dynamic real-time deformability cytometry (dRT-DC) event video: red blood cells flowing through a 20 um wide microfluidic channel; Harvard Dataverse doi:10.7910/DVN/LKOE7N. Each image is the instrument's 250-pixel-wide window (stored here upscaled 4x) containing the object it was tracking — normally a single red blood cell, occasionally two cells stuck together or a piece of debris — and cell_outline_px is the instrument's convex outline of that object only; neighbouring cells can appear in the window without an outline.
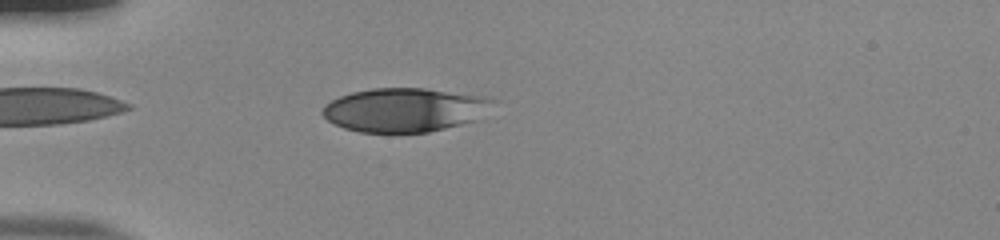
{"species": "human", "species_latin": "Homo sapiens", "temperature_condition": "room temperature", "stored_images_in_passage": 39, "camera_frame_rate_fps": 3000, "um_per_image_px": 0.085, "donor": {"sex": "male"}, "frame": {"image": 1, "passage_image": 2, "time_ms": 0.333, "image_size_px": [1000, 240], "cell_outline_px": [[500, 100], [480, 120], [428, 132], [360, 132], [344, 128], [328, 120], [320, 112], [324, 104], [340, 96], [352, 92], [372, 88], [424, 88], [492, 96]], "centroid_in_image_um": [34.52, 9.32], "position_along_channel_um": 50.5, "area_um2": 44.39}}
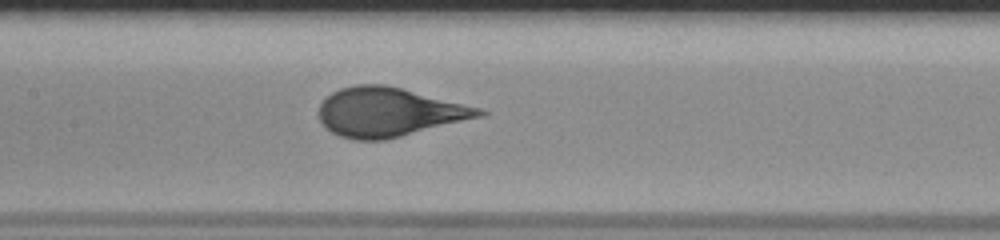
{"frame": {"image": 2, "passage_image": 13, "time_ms": 4.0, "image_size_px": [1000, 240], "cell_outline_px": [[488, 112], [484, 116], [384, 140], [356, 140], [340, 136], [332, 132], [320, 120], [320, 104], [332, 92], [340, 88], [356, 84], [384, 84], [480, 108]], "centroid_in_image_um": [33.05, 9.53], "position_along_channel_um": 174.4, "area_um2": 45.14}}
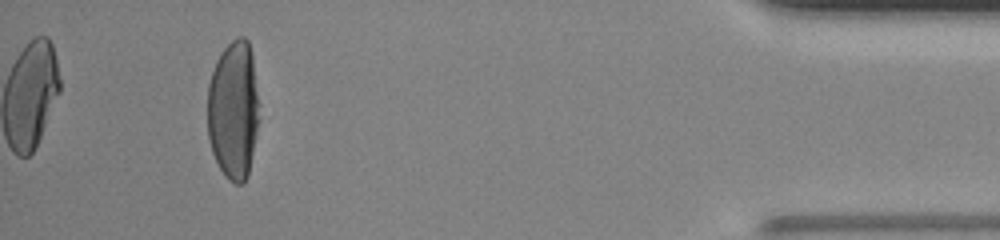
{"frame": {"image": 3, "passage_image": 36, "time_ms": 11.667, "image_size_px": [1000, 240], "cell_outline_px": [[260, 116], [248, 176], [240, 184], [236, 184], [228, 180], [224, 176], [212, 152], [208, 140], [208, 84], [216, 60], [224, 48], [236, 36], [244, 36], [248, 40], [252, 56]], "centroid_in_image_um": [19.84, 9.36], "position_along_channel_um": 415.4, "area_um2": 42.02}, "authors_computed_cell_mechanics": {"area_um2": 45.4308, "velocity_mm_per_s": 3.8667, "shape_relaxation_time_tau1_ms": 4.9092, "shape_relaxation_time_tau2_ms": null, "deformation_change_tau1": 0.2236, "deformation_change_tau2": null}}